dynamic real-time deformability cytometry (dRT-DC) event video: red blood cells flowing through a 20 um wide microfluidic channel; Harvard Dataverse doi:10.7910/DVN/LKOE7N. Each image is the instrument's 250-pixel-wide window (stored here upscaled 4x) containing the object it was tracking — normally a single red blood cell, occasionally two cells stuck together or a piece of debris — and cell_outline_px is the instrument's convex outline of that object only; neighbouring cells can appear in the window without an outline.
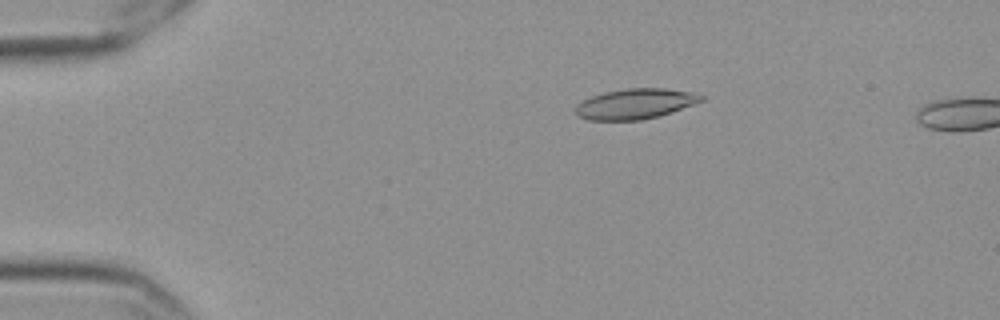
{"species": "Egyptian fruit bat (a non-hibernating species)", "species_latin": "Rousettus aegyptiacus", "temperature_condition": "cold", "stored_images_in_passage": 15, "camera_frame_rate_fps": 3000, "um_per_image_px": 0.085, "frame": {"image": 1, "passage_image": 11, "time_ms": 3.333, "image_size_px": [1000, 320], "cell_outline_px": [[704, 100], [660, 116], [640, 120], [588, 120], [576, 116], [576, 104], [592, 96], [604, 92], [624, 88], [664, 88], [696, 92], [704, 96]], "centroid_in_image_um": [54.0, 8.82], "position_along_channel_um": 31.0, "area_um2": 22.31}}